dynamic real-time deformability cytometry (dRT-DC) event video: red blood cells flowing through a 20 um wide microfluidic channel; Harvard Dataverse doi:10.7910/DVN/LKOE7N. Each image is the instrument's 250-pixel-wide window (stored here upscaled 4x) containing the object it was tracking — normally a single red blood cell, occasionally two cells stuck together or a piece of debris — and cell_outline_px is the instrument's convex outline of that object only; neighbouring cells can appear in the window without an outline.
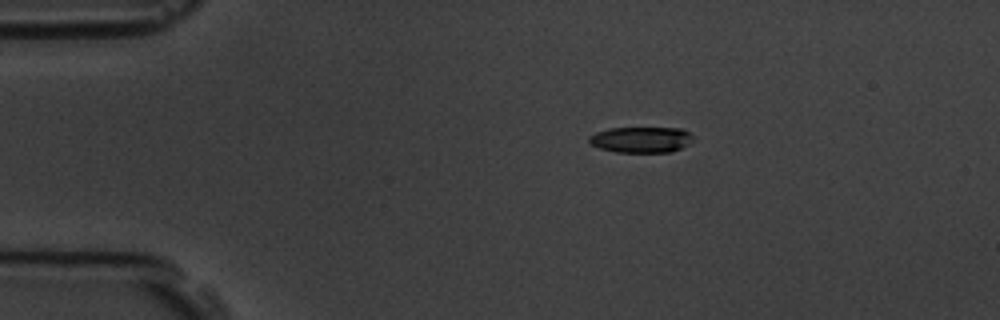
{"species": "common noctule bat (a hibernating species)", "species_latin": "Nyctalus noctula", "temperature_condition": "room temperature", "stored_images_in_passage": 7, "camera_frame_rate_fps": 3000, "um_per_image_px": 0.085, "animal": {"sex": "male", "body_mass_g": 19.5, "forearm_length_mm": 54.6}, "frame": {"image": 1, "passage_image": 3, "time_ms": 2.333, "image_size_px": [1000, 320], "cell_outline_px": [[692, 140], [688, 144], [672, 152], [616, 152], [600, 148], [592, 144], [588, 140], [588, 136], [596, 132], [608, 128], [684, 128], [692, 136]], "centroid_in_image_um": [54.49, 11.86], "position_along_channel_um": 30.5, "area_um2": 15.66}}
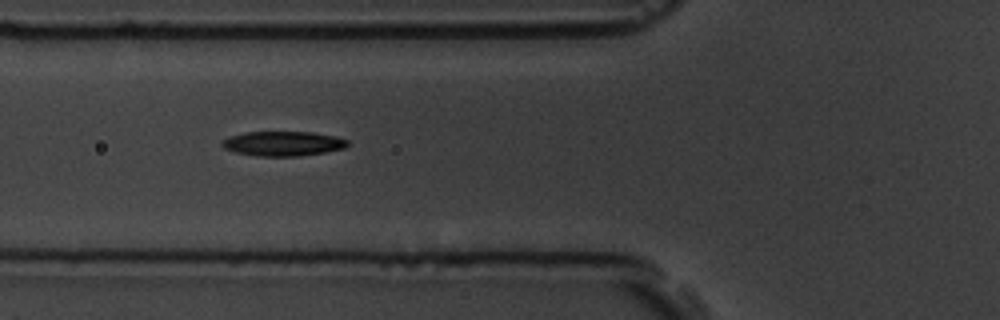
{"frame": {"image": 2, "passage_image": 6, "time_ms": 5.667, "image_size_px": [1000, 320], "cell_outline_px": [[348, 144], [344, 148], [324, 152], [300, 156], [256, 156], [236, 152], [224, 148], [220, 144], [224, 140], [232, 136], [248, 132], [312, 132], [336, 136], [348, 140]], "centroid_in_image_um": [24.08, 12.21], "position_along_channel_um": 101.7, "area_um2": 17.86}}
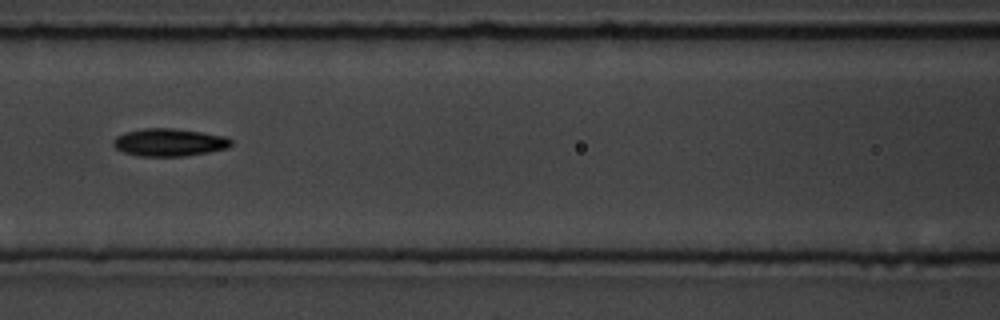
{"frame": {"image": 3, "passage_image": 7, "time_ms": 7.0, "image_size_px": [1000, 320], "cell_outline_px": [[232, 144], [228, 148], [208, 152], [184, 156], [136, 156], [124, 152], [116, 148], [112, 144], [112, 140], [116, 136], [124, 132], [144, 128], [172, 128], [228, 136], [232, 140]], "centroid_in_image_um": [14.38, 12.1], "position_along_channel_um": 152.2, "area_um2": 19.13}}